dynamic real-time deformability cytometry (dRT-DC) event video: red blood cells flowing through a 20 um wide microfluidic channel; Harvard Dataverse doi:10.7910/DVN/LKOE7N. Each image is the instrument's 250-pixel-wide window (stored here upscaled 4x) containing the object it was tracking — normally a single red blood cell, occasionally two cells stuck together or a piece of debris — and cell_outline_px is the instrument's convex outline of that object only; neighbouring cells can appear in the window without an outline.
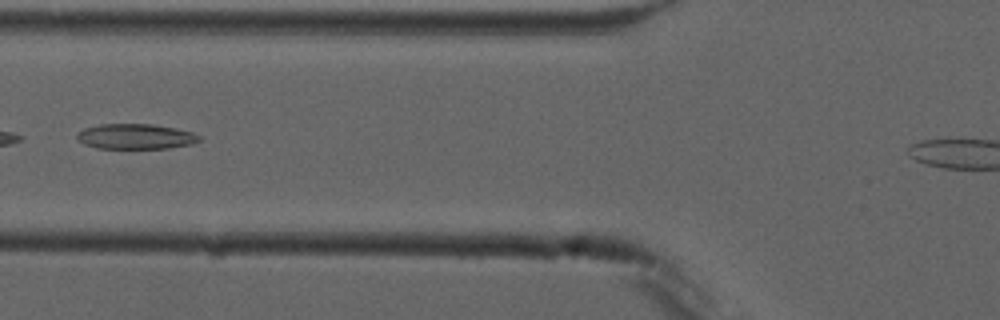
{"species": "common noctule bat (a hibernating species)", "species_latin": "Nyctalus noctula", "temperature_condition": "cold", "stored_images_in_passage": 6, "camera_frame_rate_fps": 3000, "um_per_image_px": 0.085, "animal": {"sex": "male", "forearm_length_mm": 52.5}, "frame": {"image": 1, "passage_image": 5, "time_ms": 4.667, "image_size_px": [1000, 320], "cell_outline_px": [[200, 140], [192, 144], [168, 148], [96, 148], [84, 144], [76, 140], [76, 136], [84, 128], [100, 124], [152, 124], [176, 128], [192, 132], [200, 136]], "centroid_in_image_um": [11.51, 11.6], "position_along_channel_um": 114.3, "area_um2": 17.98}}
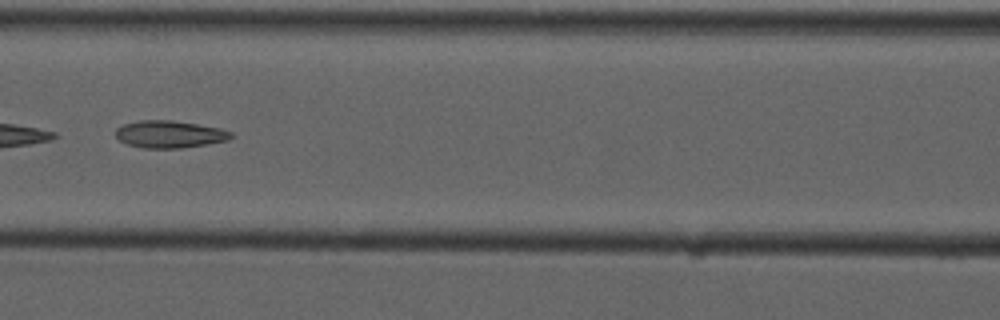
{"frame": {"image": 2, "passage_image": 6, "time_ms": 5.667, "image_size_px": [1000, 320], "cell_outline_px": [[232, 136], [228, 140], [208, 144], [180, 148], [144, 148], [128, 144], [120, 140], [116, 136], [116, 128], [124, 124], [140, 120], [172, 120], [220, 128], [232, 132]], "centroid_in_image_um": [14.42, 11.41], "position_along_channel_um": 152.2, "area_um2": 18.21}}